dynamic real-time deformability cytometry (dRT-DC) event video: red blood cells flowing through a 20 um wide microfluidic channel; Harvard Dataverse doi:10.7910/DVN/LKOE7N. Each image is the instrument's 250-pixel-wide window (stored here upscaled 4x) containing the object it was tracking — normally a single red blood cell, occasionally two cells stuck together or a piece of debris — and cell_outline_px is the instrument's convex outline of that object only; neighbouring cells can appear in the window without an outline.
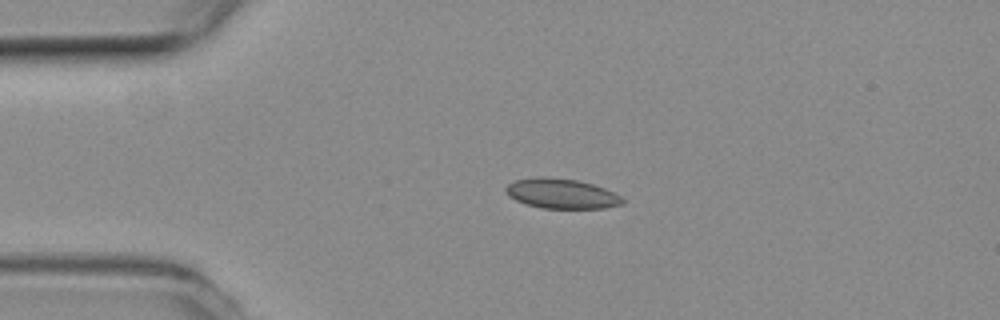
{"species": "common noctule bat (a hibernating species)", "species_latin": "Nyctalus noctula", "temperature_condition": "room temperature", "stored_images_in_passage": 2, "camera_frame_rate_fps": 3000, "um_per_image_px": 0.085, "animal": {"sex": "female", "body_mass_g": 19.3, "forearm_length_mm": 54.1}, "frame": {"image": 1, "passage_image": 1, "time_ms": 0.0, "image_size_px": [1000, 320], "cell_outline_px": [[624, 204], [604, 208], [544, 208], [528, 204], [516, 200], [508, 196], [504, 192], [504, 188], [508, 184], [516, 180], [536, 176], [544, 176], [576, 180], [592, 184], [604, 188], [620, 196], [624, 200]], "centroid_in_image_um": [47.7, 16.45], "position_along_channel_um": 37.3, "area_um2": 20.29}}